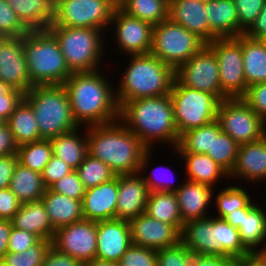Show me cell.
<instances>
[{
  "label": "cell",
  "mask_w": 266,
  "mask_h": 266,
  "mask_svg": "<svg viewBox=\"0 0 266 266\" xmlns=\"http://www.w3.org/2000/svg\"><path fill=\"white\" fill-rule=\"evenodd\" d=\"M216 120L222 132L239 145L260 140L266 135V122L242 98L220 101Z\"/></svg>",
  "instance_id": "cell-11"
},
{
  "label": "cell",
  "mask_w": 266,
  "mask_h": 266,
  "mask_svg": "<svg viewBox=\"0 0 266 266\" xmlns=\"http://www.w3.org/2000/svg\"><path fill=\"white\" fill-rule=\"evenodd\" d=\"M21 21L30 29H48L54 20L52 0H6Z\"/></svg>",
  "instance_id": "cell-29"
},
{
  "label": "cell",
  "mask_w": 266,
  "mask_h": 266,
  "mask_svg": "<svg viewBox=\"0 0 266 266\" xmlns=\"http://www.w3.org/2000/svg\"><path fill=\"white\" fill-rule=\"evenodd\" d=\"M51 245V240L40 239L23 252H7L0 262L4 266H41Z\"/></svg>",
  "instance_id": "cell-43"
},
{
  "label": "cell",
  "mask_w": 266,
  "mask_h": 266,
  "mask_svg": "<svg viewBox=\"0 0 266 266\" xmlns=\"http://www.w3.org/2000/svg\"><path fill=\"white\" fill-rule=\"evenodd\" d=\"M100 69L72 73L63 83L73 118L79 126L105 125L119 120L116 90ZM83 124V125H82Z\"/></svg>",
  "instance_id": "cell-2"
},
{
  "label": "cell",
  "mask_w": 266,
  "mask_h": 266,
  "mask_svg": "<svg viewBox=\"0 0 266 266\" xmlns=\"http://www.w3.org/2000/svg\"><path fill=\"white\" fill-rule=\"evenodd\" d=\"M118 175L112 180L85 189L82 199L84 219L94 222L116 219Z\"/></svg>",
  "instance_id": "cell-22"
},
{
  "label": "cell",
  "mask_w": 266,
  "mask_h": 266,
  "mask_svg": "<svg viewBox=\"0 0 266 266\" xmlns=\"http://www.w3.org/2000/svg\"><path fill=\"white\" fill-rule=\"evenodd\" d=\"M6 123L18 146L42 139L32 107L24 98L16 106Z\"/></svg>",
  "instance_id": "cell-34"
},
{
  "label": "cell",
  "mask_w": 266,
  "mask_h": 266,
  "mask_svg": "<svg viewBox=\"0 0 266 266\" xmlns=\"http://www.w3.org/2000/svg\"><path fill=\"white\" fill-rule=\"evenodd\" d=\"M204 46L199 37L169 18L153 26L150 53L175 71Z\"/></svg>",
  "instance_id": "cell-9"
},
{
  "label": "cell",
  "mask_w": 266,
  "mask_h": 266,
  "mask_svg": "<svg viewBox=\"0 0 266 266\" xmlns=\"http://www.w3.org/2000/svg\"><path fill=\"white\" fill-rule=\"evenodd\" d=\"M145 213L156 220L173 225L180 233L183 229L184 223L175 192H150Z\"/></svg>",
  "instance_id": "cell-35"
},
{
  "label": "cell",
  "mask_w": 266,
  "mask_h": 266,
  "mask_svg": "<svg viewBox=\"0 0 266 266\" xmlns=\"http://www.w3.org/2000/svg\"><path fill=\"white\" fill-rule=\"evenodd\" d=\"M239 144L227 133L222 132L217 120L213 121V143L206 155L212 158L228 175L231 173L238 154Z\"/></svg>",
  "instance_id": "cell-37"
},
{
  "label": "cell",
  "mask_w": 266,
  "mask_h": 266,
  "mask_svg": "<svg viewBox=\"0 0 266 266\" xmlns=\"http://www.w3.org/2000/svg\"><path fill=\"white\" fill-rule=\"evenodd\" d=\"M73 169L59 157L51 156L50 161L42 172V179L46 188H50L54 183L65 175H68Z\"/></svg>",
  "instance_id": "cell-50"
},
{
  "label": "cell",
  "mask_w": 266,
  "mask_h": 266,
  "mask_svg": "<svg viewBox=\"0 0 266 266\" xmlns=\"http://www.w3.org/2000/svg\"><path fill=\"white\" fill-rule=\"evenodd\" d=\"M116 91L119 107L134 99L170 94L175 70L151 53L131 55Z\"/></svg>",
  "instance_id": "cell-4"
},
{
  "label": "cell",
  "mask_w": 266,
  "mask_h": 266,
  "mask_svg": "<svg viewBox=\"0 0 266 266\" xmlns=\"http://www.w3.org/2000/svg\"><path fill=\"white\" fill-rule=\"evenodd\" d=\"M32 107L42 139H50L80 127L71 111L68 93L61 85H37L24 94Z\"/></svg>",
  "instance_id": "cell-6"
},
{
  "label": "cell",
  "mask_w": 266,
  "mask_h": 266,
  "mask_svg": "<svg viewBox=\"0 0 266 266\" xmlns=\"http://www.w3.org/2000/svg\"><path fill=\"white\" fill-rule=\"evenodd\" d=\"M237 258L232 256L193 254L191 266H236Z\"/></svg>",
  "instance_id": "cell-56"
},
{
  "label": "cell",
  "mask_w": 266,
  "mask_h": 266,
  "mask_svg": "<svg viewBox=\"0 0 266 266\" xmlns=\"http://www.w3.org/2000/svg\"><path fill=\"white\" fill-rule=\"evenodd\" d=\"M174 153L179 154L180 158H184L187 179L190 181L213 187L214 184H217L215 182L223 179L224 176L228 179V174L206 154L177 152L175 149Z\"/></svg>",
  "instance_id": "cell-31"
},
{
  "label": "cell",
  "mask_w": 266,
  "mask_h": 266,
  "mask_svg": "<svg viewBox=\"0 0 266 266\" xmlns=\"http://www.w3.org/2000/svg\"><path fill=\"white\" fill-rule=\"evenodd\" d=\"M12 227V220L0 219V261L8 252V239L10 237Z\"/></svg>",
  "instance_id": "cell-60"
},
{
  "label": "cell",
  "mask_w": 266,
  "mask_h": 266,
  "mask_svg": "<svg viewBox=\"0 0 266 266\" xmlns=\"http://www.w3.org/2000/svg\"><path fill=\"white\" fill-rule=\"evenodd\" d=\"M23 49L31 88L37 85H61L72 74L58 40L49 29L30 30L23 36Z\"/></svg>",
  "instance_id": "cell-5"
},
{
  "label": "cell",
  "mask_w": 266,
  "mask_h": 266,
  "mask_svg": "<svg viewBox=\"0 0 266 266\" xmlns=\"http://www.w3.org/2000/svg\"><path fill=\"white\" fill-rule=\"evenodd\" d=\"M85 135L80 136L81 126L57 137L50 138L52 153L59 157L73 170L83 162L84 157L88 154L87 150V127Z\"/></svg>",
  "instance_id": "cell-30"
},
{
  "label": "cell",
  "mask_w": 266,
  "mask_h": 266,
  "mask_svg": "<svg viewBox=\"0 0 266 266\" xmlns=\"http://www.w3.org/2000/svg\"><path fill=\"white\" fill-rule=\"evenodd\" d=\"M52 227L72 224L84 219L82 214V200H75L62 194L46 189L41 198Z\"/></svg>",
  "instance_id": "cell-27"
},
{
  "label": "cell",
  "mask_w": 266,
  "mask_h": 266,
  "mask_svg": "<svg viewBox=\"0 0 266 266\" xmlns=\"http://www.w3.org/2000/svg\"><path fill=\"white\" fill-rule=\"evenodd\" d=\"M249 38L262 39L266 35V2L255 21L244 32Z\"/></svg>",
  "instance_id": "cell-59"
},
{
  "label": "cell",
  "mask_w": 266,
  "mask_h": 266,
  "mask_svg": "<svg viewBox=\"0 0 266 266\" xmlns=\"http://www.w3.org/2000/svg\"><path fill=\"white\" fill-rule=\"evenodd\" d=\"M76 171L85 189L108 182L116 177L108 165L89 154L84 157Z\"/></svg>",
  "instance_id": "cell-39"
},
{
  "label": "cell",
  "mask_w": 266,
  "mask_h": 266,
  "mask_svg": "<svg viewBox=\"0 0 266 266\" xmlns=\"http://www.w3.org/2000/svg\"><path fill=\"white\" fill-rule=\"evenodd\" d=\"M117 0H57L53 24L106 30L110 28Z\"/></svg>",
  "instance_id": "cell-10"
},
{
  "label": "cell",
  "mask_w": 266,
  "mask_h": 266,
  "mask_svg": "<svg viewBox=\"0 0 266 266\" xmlns=\"http://www.w3.org/2000/svg\"><path fill=\"white\" fill-rule=\"evenodd\" d=\"M242 54L247 91L251 85L266 82V45L242 34Z\"/></svg>",
  "instance_id": "cell-32"
},
{
  "label": "cell",
  "mask_w": 266,
  "mask_h": 266,
  "mask_svg": "<svg viewBox=\"0 0 266 266\" xmlns=\"http://www.w3.org/2000/svg\"><path fill=\"white\" fill-rule=\"evenodd\" d=\"M131 242L155 251L174 246L180 232L171 224L150 217L145 212L129 220Z\"/></svg>",
  "instance_id": "cell-17"
},
{
  "label": "cell",
  "mask_w": 266,
  "mask_h": 266,
  "mask_svg": "<svg viewBox=\"0 0 266 266\" xmlns=\"http://www.w3.org/2000/svg\"><path fill=\"white\" fill-rule=\"evenodd\" d=\"M170 96L179 136L217 119L220 100L213 94L183 86L175 78Z\"/></svg>",
  "instance_id": "cell-8"
},
{
  "label": "cell",
  "mask_w": 266,
  "mask_h": 266,
  "mask_svg": "<svg viewBox=\"0 0 266 266\" xmlns=\"http://www.w3.org/2000/svg\"><path fill=\"white\" fill-rule=\"evenodd\" d=\"M242 99L266 122V82L249 86Z\"/></svg>",
  "instance_id": "cell-49"
},
{
  "label": "cell",
  "mask_w": 266,
  "mask_h": 266,
  "mask_svg": "<svg viewBox=\"0 0 266 266\" xmlns=\"http://www.w3.org/2000/svg\"><path fill=\"white\" fill-rule=\"evenodd\" d=\"M9 189L21 203L41 200L46 191L42 174L17 162Z\"/></svg>",
  "instance_id": "cell-33"
},
{
  "label": "cell",
  "mask_w": 266,
  "mask_h": 266,
  "mask_svg": "<svg viewBox=\"0 0 266 266\" xmlns=\"http://www.w3.org/2000/svg\"><path fill=\"white\" fill-rule=\"evenodd\" d=\"M266 0H233L239 19V35L250 27L260 14Z\"/></svg>",
  "instance_id": "cell-46"
},
{
  "label": "cell",
  "mask_w": 266,
  "mask_h": 266,
  "mask_svg": "<svg viewBox=\"0 0 266 266\" xmlns=\"http://www.w3.org/2000/svg\"><path fill=\"white\" fill-rule=\"evenodd\" d=\"M215 208L217 207V218L224 219L228 214L234 213L236 209L246 208L253 200L243 187L227 186L216 193Z\"/></svg>",
  "instance_id": "cell-41"
},
{
  "label": "cell",
  "mask_w": 266,
  "mask_h": 266,
  "mask_svg": "<svg viewBox=\"0 0 266 266\" xmlns=\"http://www.w3.org/2000/svg\"><path fill=\"white\" fill-rule=\"evenodd\" d=\"M115 28V41L119 52L128 55L148 54L152 47L153 25L127 15L118 6L115 8L110 26Z\"/></svg>",
  "instance_id": "cell-15"
},
{
  "label": "cell",
  "mask_w": 266,
  "mask_h": 266,
  "mask_svg": "<svg viewBox=\"0 0 266 266\" xmlns=\"http://www.w3.org/2000/svg\"><path fill=\"white\" fill-rule=\"evenodd\" d=\"M212 143L213 122L183 133L175 150L177 152L206 154L208 150H211Z\"/></svg>",
  "instance_id": "cell-40"
},
{
  "label": "cell",
  "mask_w": 266,
  "mask_h": 266,
  "mask_svg": "<svg viewBox=\"0 0 266 266\" xmlns=\"http://www.w3.org/2000/svg\"><path fill=\"white\" fill-rule=\"evenodd\" d=\"M84 266H121L119 262H112V261H103L99 259H94L93 261H90Z\"/></svg>",
  "instance_id": "cell-62"
},
{
  "label": "cell",
  "mask_w": 266,
  "mask_h": 266,
  "mask_svg": "<svg viewBox=\"0 0 266 266\" xmlns=\"http://www.w3.org/2000/svg\"><path fill=\"white\" fill-rule=\"evenodd\" d=\"M204 1L169 0V19L182 25L205 44L218 37L210 30Z\"/></svg>",
  "instance_id": "cell-21"
},
{
  "label": "cell",
  "mask_w": 266,
  "mask_h": 266,
  "mask_svg": "<svg viewBox=\"0 0 266 266\" xmlns=\"http://www.w3.org/2000/svg\"><path fill=\"white\" fill-rule=\"evenodd\" d=\"M212 190L214 191L210 186L190 180L181 182V186L175 194L183 223L209 217L206 210L209 211L211 200L213 201Z\"/></svg>",
  "instance_id": "cell-25"
},
{
  "label": "cell",
  "mask_w": 266,
  "mask_h": 266,
  "mask_svg": "<svg viewBox=\"0 0 266 266\" xmlns=\"http://www.w3.org/2000/svg\"><path fill=\"white\" fill-rule=\"evenodd\" d=\"M41 266H84L78 259L50 246Z\"/></svg>",
  "instance_id": "cell-55"
},
{
  "label": "cell",
  "mask_w": 266,
  "mask_h": 266,
  "mask_svg": "<svg viewBox=\"0 0 266 266\" xmlns=\"http://www.w3.org/2000/svg\"><path fill=\"white\" fill-rule=\"evenodd\" d=\"M17 162V154L0 156V189L9 188Z\"/></svg>",
  "instance_id": "cell-57"
},
{
  "label": "cell",
  "mask_w": 266,
  "mask_h": 266,
  "mask_svg": "<svg viewBox=\"0 0 266 266\" xmlns=\"http://www.w3.org/2000/svg\"><path fill=\"white\" fill-rule=\"evenodd\" d=\"M161 167H163V166H158V167L156 166V168H157V169L155 168L156 173H157L158 170H159L158 172L161 171L159 169ZM164 168L166 169L167 167L165 166ZM155 170H152V172L150 173V175L148 174V176H146V175L144 176L143 175L144 182L147 185V188H148L149 192H153V191H158V192H176L178 190V188L181 186V184L179 186H176L175 184H173L174 181L171 182V179L169 181L168 177L165 180L164 174H162V172H161L160 174H162V175H158V174L154 173ZM172 175H173V173H172ZM156 176H158V178ZM173 178H172V180H173ZM166 181H168V182H166Z\"/></svg>",
  "instance_id": "cell-52"
},
{
  "label": "cell",
  "mask_w": 266,
  "mask_h": 266,
  "mask_svg": "<svg viewBox=\"0 0 266 266\" xmlns=\"http://www.w3.org/2000/svg\"><path fill=\"white\" fill-rule=\"evenodd\" d=\"M192 262L193 253L181 241L157 251V266H191Z\"/></svg>",
  "instance_id": "cell-45"
},
{
  "label": "cell",
  "mask_w": 266,
  "mask_h": 266,
  "mask_svg": "<svg viewBox=\"0 0 266 266\" xmlns=\"http://www.w3.org/2000/svg\"><path fill=\"white\" fill-rule=\"evenodd\" d=\"M119 121L132 131L147 148L152 149L154 140L165 142L174 148L180 136L174 122L170 94L134 99L119 107ZM153 142V143H152Z\"/></svg>",
  "instance_id": "cell-3"
},
{
  "label": "cell",
  "mask_w": 266,
  "mask_h": 266,
  "mask_svg": "<svg viewBox=\"0 0 266 266\" xmlns=\"http://www.w3.org/2000/svg\"><path fill=\"white\" fill-rule=\"evenodd\" d=\"M20 206L21 202L9 188L0 189V219L12 220Z\"/></svg>",
  "instance_id": "cell-53"
},
{
  "label": "cell",
  "mask_w": 266,
  "mask_h": 266,
  "mask_svg": "<svg viewBox=\"0 0 266 266\" xmlns=\"http://www.w3.org/2000/svg\"><path fill=\"white\" fill-rule=\"evenodd\" d=\"M12 224L16 229L33 233L40 239L52 241L55 233L42 200L21 203Z\"/></svg>",
  "instance_id": "cell-26"
},
{
  "label": "cell",
  "mask_w": 266,
  "mask_h": 266,
  "mask_svg": "<svg viewBox=\"0 0 266 266\" xmlns=\"http://www.w3.org/2000/svg\"><path fill=\"white\" fill-rule=\"evenodd\" d=\"M87 150L90 156L108 165L116 176L138 172L143 174L152 154V149H147L119 120L88 126Z\"/></svg>",
  "instance_id": "cell-1"
},
{
  "label": "cell",
  "mask_w": 266,
  "mask_h": 266,
  "mask_svg": "<svg viewBox=\"0 0 266 266\" xmlns=\"http://www.w3.org/2000/svg\"><path fill=\"white\" fill-rule=\"evenodd\" d=\"M29 31L7 1L0 0V37H23Z\"/></svg>",
  "instance_id": "cell-44"
},
{
  "label": "cell",
  "mask_w": 266,
  "mask_h": 266,
  "mask_svg": "<svg viewBox=\"0 0 266 266\" xmlns=\"http://www.w3.org/2000/svg\"><path fill=\"white\" fill-rule=\"evenodd\" d=\"M230 177L248 180L251 184L266 179V135L260 140L239 145Z\"/></svg>",
  "instance_id": "cell-23"
},
{
  "label": "cell",
  "mask_w": 266,
  "mask_h": 266,
  "mask_svg": "<svg viewBox=\"0 0 266 266\" xmlns=\"http://www.w3.org/2000/svg\"><path fill=\"white\" fill-rule=\"evenodd\" d=\"M8 244V252L19 253L35 245L40 238L28 231L19 230L12 227Z\"/></svg>",
  "instance_id": "cell-51"
},
{
  "label": "cell",
  "mask_w": 266,
  "mask_h": 266,
  "mask_svg": "<svg viewBox=\"0 0 266 266\" xmlns=\"http://www.w3.org/2000/svg\"><path fill=\"white\" fill-rule=\"evenodd\" d=\"M24 98V93L17 89L11 88L0 98V120L6 122L14 112L16 106Z\"/></svg>",
  "instance_id": "cell-54"
},
{
  "label": "cell",
  "mask_w": 266,
  "mask_h": 266,
  "mask_svg": "<svg viewBox=\"0 0 266 266\" xmlns=\"http://www.w3.org/2000/svg\"><path fill=\"white\" fill-rule=\"evenodd\" d=\"M149 193L142 173L118 175L116 219L129 221L144 213Z\"/></svg>",
  "instance_id": "cell-20"
},
{
  "label": "cell",
  "mask_w": 266,
  "mask_h": 266,
  "mask_svg": "<svg viewBox=\"0 0 266 266\" xmlns=\"http://www.w3.org/2000/svg\"><path fill=\"white\" fill-rule=\"evenodd\" d=\"M96 222L82 219L55 230L52 246L83 265L96 259Z\"/></svg>",
  "instance_id": "cell-14"
},
{
  "label": "cell",
  "mask_w": 266,
  "mask_h": 266,
  "mask_svg": "<svg viewBox=\"0 0 266 266\" xmlns=\"http://www.w3.org/2000/svg\"><path fill=\"white\" fill-rule=\"evenodd\" d=\"M117 6L153 26L169 18V0H117Z\"/></svg>",
  "instance_id": "cell-36"
},
{
  "label": "cell",
  "mask_w": 266,
  "mask_h": 266,
  "mask_svg": "<svg viewBox=\"0 0 266 266\" xmlns=\"http://www.w3.org/2000/svg\"><path fill=\"white\" fill-rule=\"evenodd\" d=\"M0 80L24 94L31 89L23 37H0Z\"/></svg>",
  "instance_id": "cell-16"
},
{
  "label": "cell",
  "mask_w": 266,
  "mask_h": 266,
  "mask_svg": "<svg viewBox=\"0 0 266 266\" xmlns=\"http://www.w3.org/2000/svg\"><path fill=\"white\" fill-rule=\"evenodd\" d=\"M210 30L218 38L239 36V19L233 0L205 2Z\"/></svg>",
  "instance_id": "cell-28"
},
{
  "label": "cell",
  "mask_w": 266,
  "mask_h": 266,
  "mask_svg": "<svg viewBox=\"0 0 266 266\" xmlns=\"http://www.w3.org/2000/svg\"><path fill=\"white\" fill-rule=\"evenodd\" d=\"M207 45L216 55L222 92L228 98H242L246 93L242 34L237 37L217 38Z\"/></svg>",
  "instance_id": "cell-12"
},
{
  "label": "cell",
  "mask_w": 266,
  "mask_h": 266,
  "mask_svg": "<svg viewBox=\"0 0 266 266\" xmlns=\"http://www.w3.org/2000/svg\"><path fill=\"white\" fill-rule=\"evenodd\" d=\"M52 155V145L49 139H41L18 146V162L41 174Z\"/></svg>",
  "instance_id": "cell-38"
},
{
  "label": "cell",
  "mask_w": 266,
  "mask_h": 266,
  "mask_svg": "<svg viewBox=\"0 0 266 266\" xmlns=\"http://www.w3.org/2000/svg\"><path fill=\"white\" fill-rule=\"evenodd\" d=\"M119 263L121 266H157V251L132 244Z\"/></svg>",
  "instance_id": "cell-47"
},
{
  "label": "cell",
  "mask_w": 266,
  "mask_h": 266,
  "mask_svg": "<svg viewBox=\"0 0 266 266\" xmlns=\"http://www.w3.org/2000/svg\"><path fill=\"white\" fill-rule=\"evenodd\" d=\"M266 45V35L261 39Z\"/></svg>",
  "instance_id": "cell-64"
},
{
  "label": "cell",
  "mask_w": 266,
  "mask_h": 266,
  "mask_svg": "<svg viewBox=\"0 0 266 266\" xmlns=\"http://www.w3.org/2000/svg\"><path fill=\"white\" fill-rule=\"evenodd\" d=\"M18 145L6 122L0 124V156L17 154Z\"/></svg>",
  "instance_id": "cell-58"
},
{
  "label": "cell",
  "mask_w": 266,
  "mask_h": 266,
  "mask_svg": "<svg viewBox=\"0 0 266 266\" xmlns=\"http://www.w3.org/2000/svg\"><path fill=\"white\" fill-rule=\"evenodd\" d=\"M96 259L119 262L132 245L128 220L111 219L96 222Z\"/></svg>",
  "instance_id": "cell-19"
},
{
  "label": "cell",
  "mask_w": 266,
  "mask_h": 266,
  "mask_svg": "<svg viewBox=\"0 0 266 266\" xmlns=\"http://www.w3.org/2000/svg\"><path fill=\"white\" fill-rule=\"evenodd\" d=\"M50 189L75 200H82L85 194V188L76 170L62 177Z\"/></svg>",
  "instance_id": "cell-48"
},
{
  "label": "cell",
  "mask_w": 266,
  "mask_h": 266,
  "mask_svg": "<svg viewBox=\"0 0 266 266\" xmlns=\"http://www.w3.org/2000/svg\"><path fill=\"white\" fill-rule=\"evenodd\" d=\"M215 239L220 249L227 255L235 258L250 253L241 243L237 228H234L224 219L215 217Z\"/></svg>",
  "instance_id": "cell-42"
},
{
  "label": "cell",
  "mask_w": 266,
  "mask_h": 266,
  "mask_svg": "<svg viewBox=\"0 0 266 266\" xmlns=\"http://www.w3.org/2000/svg\"><path fill=\"white\" fill-rule=\"evenodd\" d=\"M175 78L183 86L213 94L220 101L228 98L220 88L216 55L207 44L175 71Z\"/></svg>",
  "instance_id": "cell-13"
},
{
  "label": "cell",
  "mask_w": 266,
  "mask_h": 266,
  "mask_svg": "<svg viewBox=\"0 0 266 266\" xmlns=\"http://www.w3.org/2000/svg\"><path fill=\"white\" fill-rule=\"evenodd\" d=\"M11 88L0 80V98L1 95L6 94Z\"/></svg>",
  "instance_id": "cell-63"
},
{
  "label": "cell",
  "mask_w": 266,
  "mask_h": 266,
  "mask_svg": "<svg viewBox=\"0 0 266 266\" xmlns=\"http://www.w3.org/2000/svg\"><path fill=\"white\" fill-rule=\"evenodd\" d=\"M58 40L61 52L72 73L99 69L103 59L104 36L101 29L56 26L48 28ZM102 32V33H101Z\"/></svg>",
  "instance_id": "cell-7"
},
{
  "label": "cell",
  "mask_w": 266,
  "mask_h": 266,
  "mask_svg": "<svg viewBox=\"0 0 266 266\" xmlns=\"http://www.w3.org/2000/svg\"><path fill=\"white\" fill-rule=\"evenodd\" d=\"M214 215L185 222L180 233V241L193 253L199 255L226 254L220 249L215 239Z\"/></svg>",
  "instance_id": "cell-24"
},
{
  "label": "cell",
  "mask_w": 266,
  "mask_h": 266,
  "mask_svg": "<svg viewBox=\"0 0 266 266\" xmlns=\"http://www.w3.org/2000/svg\"><path fill=\"white\" fill-rule=\"evenodd\" d=\"M265 213L260 205H256L252 201L246 208L236 209L234 213H230L224 218L230 225L237 228L242 245L250 253L266 252ZM264 243L265 245L260 246Z\"/></svg>",
  "instance_id": "cell-18"
},
{
  "label": "cell",
  "mask_w": 266,
  "mask_h": 266,
  "mask_svg": "<svg viewBox=\"0 0 266 266\" xmlns=\"http://www.w3.org/2000/svg\"><path fill=\"white\" fill-rule=\"evenodd\" d=\"M236 266H266V252H253L239 257Z\"/></svg>",
  "instance_id": "cell-61"
}]
</instances>
